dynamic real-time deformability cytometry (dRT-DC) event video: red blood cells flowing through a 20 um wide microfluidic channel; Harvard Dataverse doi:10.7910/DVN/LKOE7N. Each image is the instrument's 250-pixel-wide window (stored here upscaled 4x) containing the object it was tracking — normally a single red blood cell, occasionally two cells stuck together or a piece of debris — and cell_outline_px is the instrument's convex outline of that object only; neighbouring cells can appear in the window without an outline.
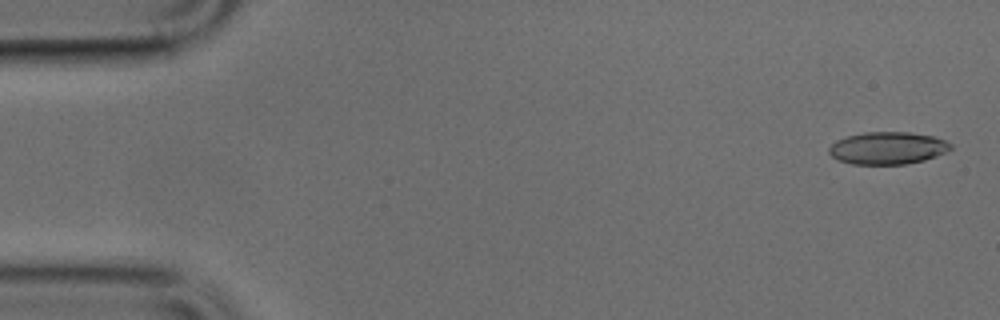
{"species": "common noctule bat (a hibernating species)", "species_latin": "Nyctalus noctula", "temperature_condition": "cold", "stored_images_in_passage": 9, "camera_frame_rate_fps": 3000, "um_per_image_px": 0.085, "animal": {"sex": "male", "body_mass_g": 17.9, "forearm_length_mm": 54.2}, "frame": {"image": 1, "passage_image": 2, "time_ms": 0.333, "image_size_px": [1000, 320], "cell_outline_px": [[952, 148], [948, 152], [924, 160], [904, 164], [852, 164], [840, 160], [832, 156], [828, 152], [828, 148], [836, 140], [848, 136], [864, 132], [908, 132], [932, 136], [944, 140], [952, 144]], "centroid_in_image_um": [75.46, 12.58], "position_along_channel_um": 9.5, "area_um2": 22.89}}